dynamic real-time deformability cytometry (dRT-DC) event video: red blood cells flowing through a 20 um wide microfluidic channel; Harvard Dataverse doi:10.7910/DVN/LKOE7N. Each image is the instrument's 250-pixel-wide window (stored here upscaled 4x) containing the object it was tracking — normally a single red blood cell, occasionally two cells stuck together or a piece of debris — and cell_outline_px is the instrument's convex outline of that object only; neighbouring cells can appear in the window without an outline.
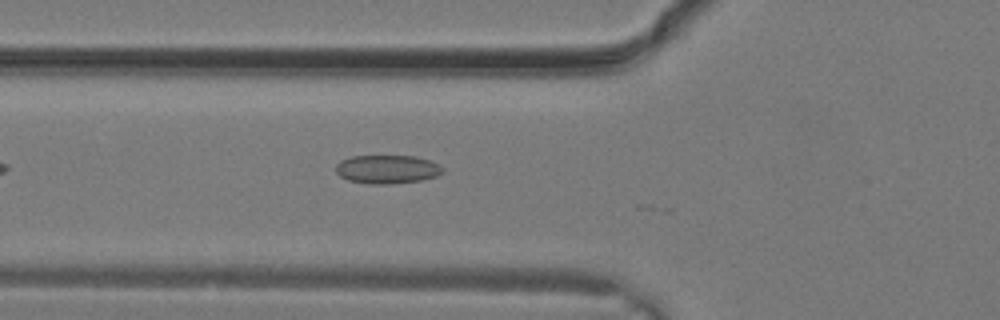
{"species": "common noctule bat (a hibernating species)", "species_latin": "Nyctalus noctula", "temperature_condition": "warm", "stored_images_in_passage": 4, "camera_frame_rate_fps": 3000, "um_per_image_px": 0.085, "animal": {"sex": "male", "body_mass_g": 19.2, "forearm_length_mm": 51.8}, "frame": {"image": 1, "passage_image": 2, "time_ms": 0.333, "image_size_px": [1000, 320], "cell_outline_px": [[444, 172], [436, 176], [420, 180], [388, 184], [372, 184], [348, 180], [340, 176], [336, 172], [336, 164], [340, 160], [352, 156], [416, 156], [440, 164], [444, 168]], "centroid_in_image_um": [32.92, 14.38], "position_along_channel_um": 92.9, "area_um2": 17.8}}
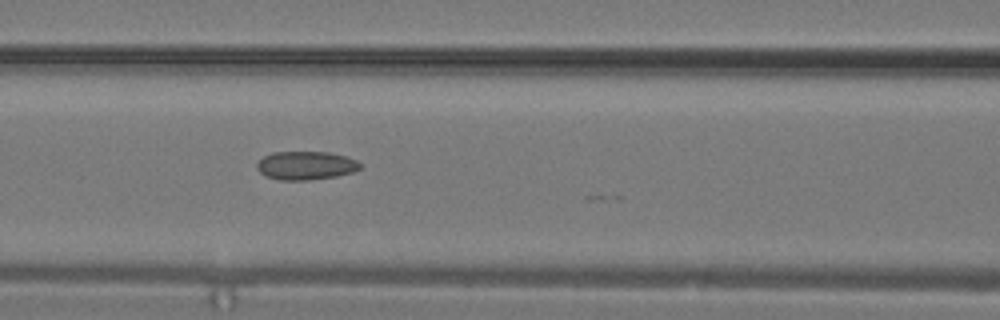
{"frame": {"image": 2, "passage_image": 4, "time_ms": 1.0, "image_size_px": [1000, 320], "cell_outline_px": [[360, 168], [352, 172], [336, 176], [308, 180], [280, 180], [264, 176], [256, 168], [256, 164], [264, 156], [272, 152], [328, 152], [348, 156], [356, 160], [360, 164]], "centroid_in_image_um": [25.97, 14.06], "position_along_channel_um": 140.6, "area_um2": 17.17}}